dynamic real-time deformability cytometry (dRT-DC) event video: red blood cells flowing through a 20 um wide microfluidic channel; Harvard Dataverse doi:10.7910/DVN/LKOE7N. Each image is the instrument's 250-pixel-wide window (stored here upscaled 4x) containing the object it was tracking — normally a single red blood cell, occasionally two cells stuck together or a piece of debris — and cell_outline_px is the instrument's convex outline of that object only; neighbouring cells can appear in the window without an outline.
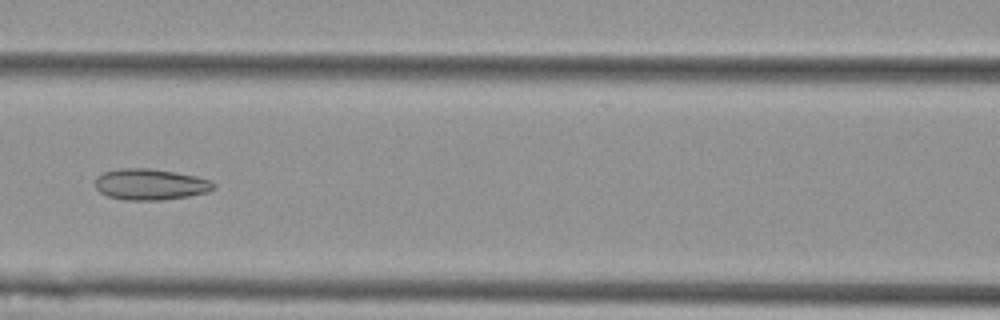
{"species": "Egyptian fruit bat (a non-hibernating species)", "species_latin": "Rousettus aegyptiacus", "temperature_condition": "cold", "stored_images_in_passage": 8, "camera_frame_rate_fps": 3000, "um_per_image_px": 0.085, "animal": {"sex": "female"}, "frame": {"image": 1, "passage_image": 7, "time_ms": 2.0, "image_size_px": [1000, 320], "cell_outline_px": [[216, 188], [208, 192], [188, 196], [160, 200], [124, 200], [108, 196], [100, 192], [96, 188], [96, 176], [104, 172], [120, 168], [148, 168], [196, 176], [212, 180], [216, 184]], "centroid_in_image_um": [12.8, 15.67], "position_along_channel_um": 153.8, "area_um2": 21.5}}
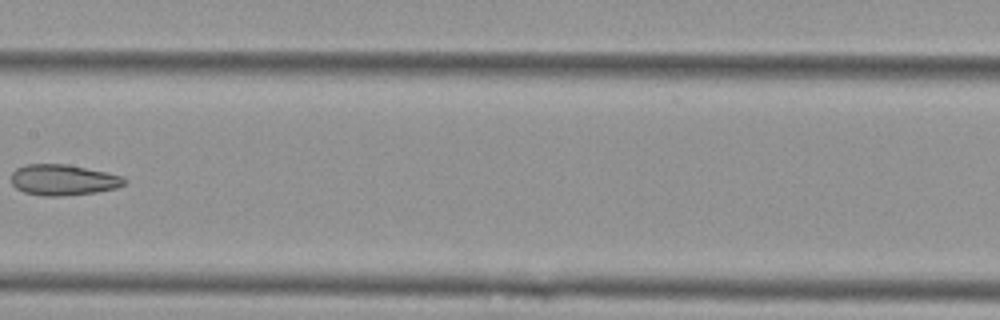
{"frame": {"image": 2, "passage_image": 8, "time_ms": 2.333, "image_size_px": [1000, 320], "cell_outline_px": [[124, 184], [116, 188], [96, 192], [64, 196], [40, 196], [24, 192], [16, 188], [12, 184], [12, 172], [16, 168], [24, 164], [68, 164], [104, 172], [120, 176], [124, 180]], "centroid_in_image_um": [5.3, 15.29], "position_along_channel_um": 202.1, "area_um2": 20.23}}